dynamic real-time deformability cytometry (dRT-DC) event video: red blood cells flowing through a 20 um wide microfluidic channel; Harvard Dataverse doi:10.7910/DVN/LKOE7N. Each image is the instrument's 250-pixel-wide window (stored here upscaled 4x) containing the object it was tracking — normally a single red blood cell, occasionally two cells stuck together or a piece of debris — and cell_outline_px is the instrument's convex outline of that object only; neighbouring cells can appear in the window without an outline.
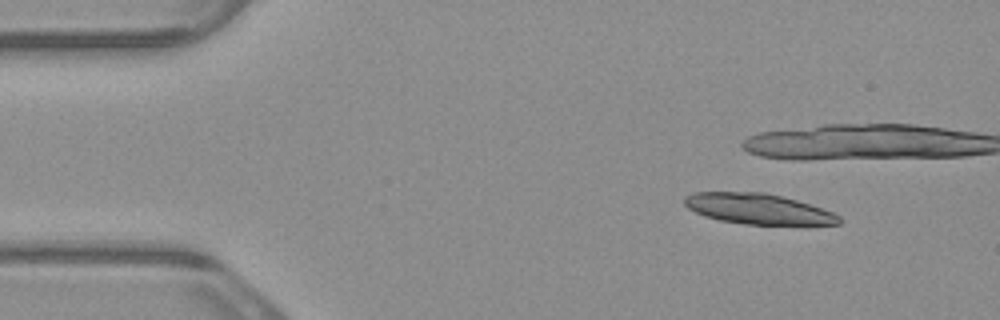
{"species": "common noctule bat (a hibernating species)", "species_latin": "Nyctalus noctula", "temperature_condition": "warm", "stored_images_in_passage": 4, "camera_frame_rate_fps": 3000, "um_per_image_px": 0.085, "animal": {"sex": "male", "body_mass_g": 23.1, "forearm_length_mm": 52.7}, "frame": {"image": 1, "passage_image": 2, "time_ms": 0.333, "image_size_px": [1000, 320], "cell_outline_px": [[840, 224], [744, 224], [720, 220], [704, 216], [688, 208], [684, 204], [684, 196], [692, 192], [764, 192], [796, 200], [832, 212], [840, 216]], "centroid_in_image_um": [64.37, 17.74], "position_along_channel_um": 20.6, "area_um2": 27.17}}